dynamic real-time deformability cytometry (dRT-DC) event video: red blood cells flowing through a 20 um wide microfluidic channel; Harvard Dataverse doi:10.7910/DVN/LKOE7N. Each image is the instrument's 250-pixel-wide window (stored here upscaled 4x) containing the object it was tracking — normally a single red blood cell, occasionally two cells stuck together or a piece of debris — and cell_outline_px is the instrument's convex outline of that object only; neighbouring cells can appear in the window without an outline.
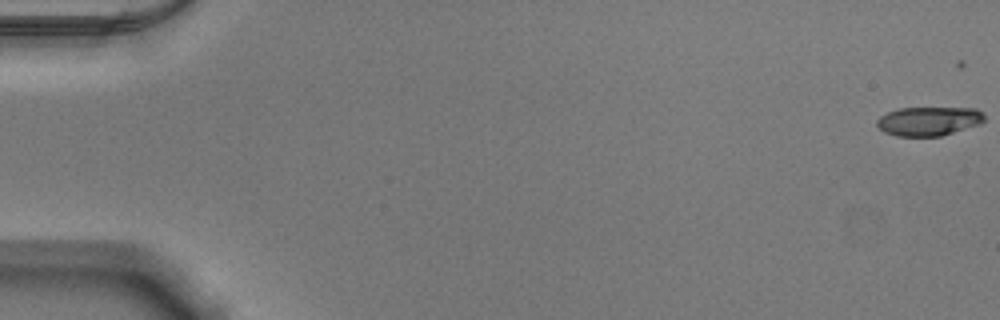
{"species": "Egyptian fruit bat (a non-hibernating species)", "species_latin": "Rousettus aegyptiacus", "temperature_condition": "warm", "stored_images_in_passage": 20, "camera_frame_rate_fps": 3000, "um_per_image_px": 0.085, "animal": {"sex": "male"}, "frame": {"image": 1, "passage_image": 1, "time_ms": 0.0, "image_size_px": [1000, 320], "cell_outline_px": [[984, 120], [980, 124], [940, 136], [896, 136], [884, 132], [876, 124], [876, 120], [880, 116], [888, 112], [900, 108], [976, 108], [984, 116]], "centroid_in_image_um": [78.92, 10.3], "position_along_channel_um": 6.1, "area_um2": 18.03}}
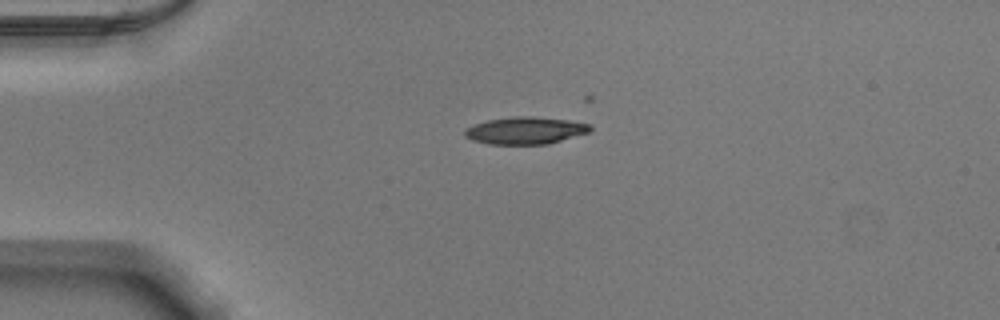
{"frame": {"image": 2, "passage_image": 14, "time_ms": 4.333, "image_size_px": [1000, 320], "cell_outline_px": [[592, 132], [548, 144], [488, 144], [472, 140], [464, 136], [464, 128], [472, 124], [488, 120], [516, 116], [532, 116], [568, 120], [592, 124]], "centroid_in_image_um": [44.67, 11.09], "position_along_channel_um": 40.3, "area_um2": 20.17}}
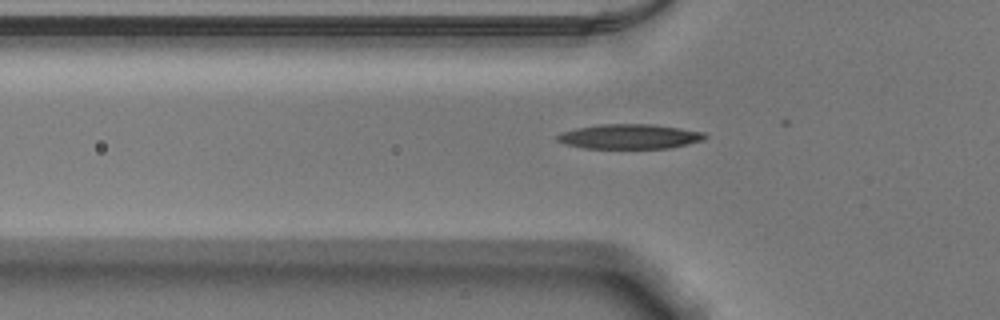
{"frame": {"image": 3, "passage_image": 19, "time_ms": 6.0, "image_size_px": [1000, 320], "cell_outline_px": [[708, 136], [704, 140], [668, 148], [584, 148], [564, 144], [556, 140], [556, 136], [560, 132], [576, 128], [600, 124], [652, 124], [680, 128], [704, 132]], "centroid_in_image_um": [53.49, 11.6], "position_along_channel_um": 72.3, "area_um2": 21.33}}